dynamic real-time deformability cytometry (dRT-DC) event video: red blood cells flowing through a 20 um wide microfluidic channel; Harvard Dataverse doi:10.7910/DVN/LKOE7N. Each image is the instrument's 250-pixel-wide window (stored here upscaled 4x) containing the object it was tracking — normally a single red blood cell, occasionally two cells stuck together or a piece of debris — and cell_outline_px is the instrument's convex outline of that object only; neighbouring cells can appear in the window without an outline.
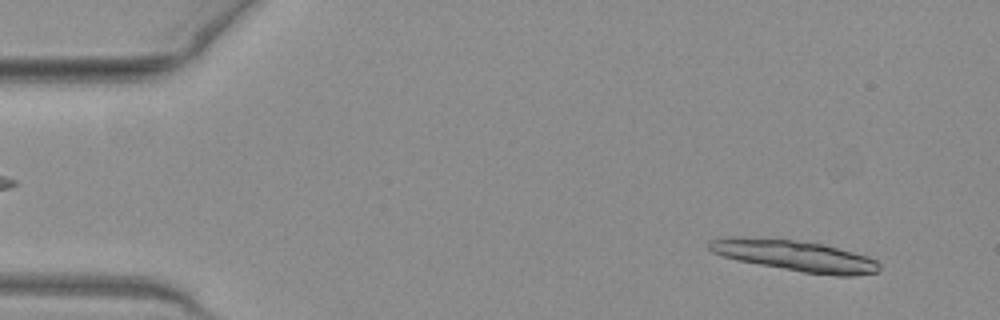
{"species": "common noctule bat (a hibernating species)", "species_latin": "Nyctalus noctula", "temperature_condition": "warm", "stored_images_in_passage": 19, "camera_frame_rate_fps": 3000, "um_per_image_px": 0.085, "animal": {"sex": "female", "body_mass_g": 19.3, "forearm_length_mm": 54.1}, "frame": {"image": 1, "passage_image": 4, "time_ms": 1.0, "image_size_px": [1000, 320], "cell_outline_px": [[880, 272], [852, 276], [836, 276], [804, 272], [736, 260], [712, 252], [708, 248], [708, 240], [728, 236], [744, 236], [792, 240], [824, 244], [868, 256], [876, 260], [880, 264]], "centroid_in_image_um": [67.56, 21.73], "position_along_channel_um": 17.4, "area_um2": 30.87}}